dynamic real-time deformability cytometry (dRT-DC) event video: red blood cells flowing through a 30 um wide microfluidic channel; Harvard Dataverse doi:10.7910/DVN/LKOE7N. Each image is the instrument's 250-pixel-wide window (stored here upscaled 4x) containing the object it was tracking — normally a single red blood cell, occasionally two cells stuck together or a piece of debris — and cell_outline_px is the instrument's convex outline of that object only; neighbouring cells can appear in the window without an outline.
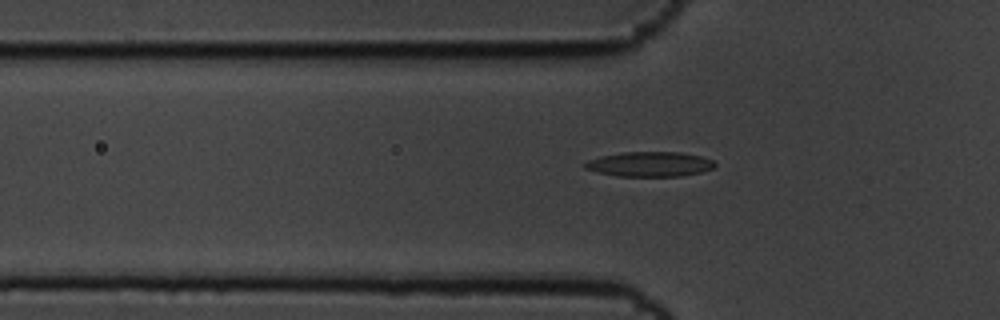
{"species": "common noctule bat (a hibernating species)", "species_latin": "Nyctalus noctula", "temperature_condition": "cold", "stored_images_in_passage": 55, "camera_frame_rate_fps": 3000, "um_per_image_px": 0.085, "animal": {"sex": "male", "body_mass_g": 19.5, "forearm_length_mm": 54.6}, "frame": {"image": 1, "passage_image": 19, "time_ms": 6.0, "image_size_px": [1000, 320], "cell_outline_px": [[716, 164], [712, 168], [700, 172], [680, 176], [616, 176], [584, 168], [580, 164], [588, 160], [600, 156], [624, 152], [680, 152], [700, 156], [712, 160]], "centroid_in_image_um": [55.18, 13.95], "position_along_channel_um": 70.6, "area_um2": 18.73}}
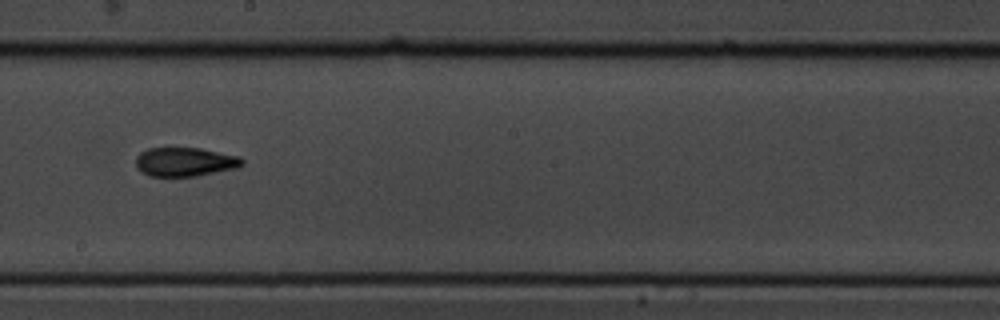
{"frame": {"image": 2, "passage_image": 33, "time_ms": 10.667, "image_size_px": [1000, 320], "cell_outline_px": [[244, 164], [236, 168], [196, 176], [148, 176], [140, 172], [136, 168], [136, 156], [140, 152], [148, 148], [200, 148], [240, 156], [244, 160]], "centroid_in_image_um": [15.7, 13.76], "position_along_channel_um": 232.5, "area_um2": 18.09}}
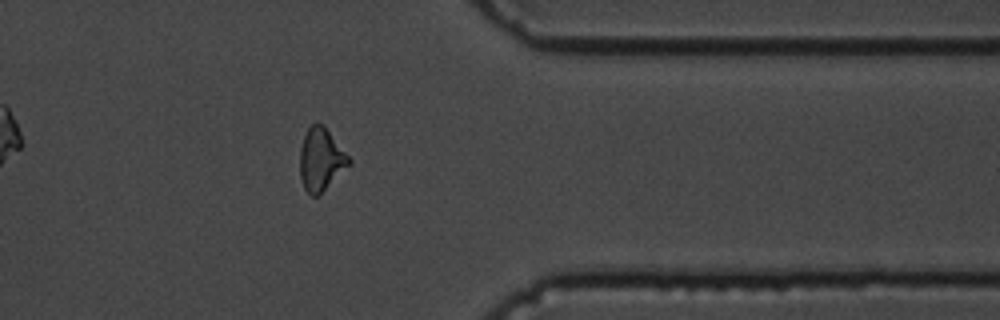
{"frame": {"image": 3, "passage_image": 47, "time_ms": 15.333, "image_size_px": [1000, 320], "cell_outline_px": [[352, 164], [316, 196], [312, 196], [304, 188], [300, 180], [300, 148], [304, 136], [308, 128], [312, 124], [324, 124], [352, 160]], "centroid_in_image_um": [27.29, 13.54], "position_along_channel_um": 384.1, "area_um2": 17.86}}